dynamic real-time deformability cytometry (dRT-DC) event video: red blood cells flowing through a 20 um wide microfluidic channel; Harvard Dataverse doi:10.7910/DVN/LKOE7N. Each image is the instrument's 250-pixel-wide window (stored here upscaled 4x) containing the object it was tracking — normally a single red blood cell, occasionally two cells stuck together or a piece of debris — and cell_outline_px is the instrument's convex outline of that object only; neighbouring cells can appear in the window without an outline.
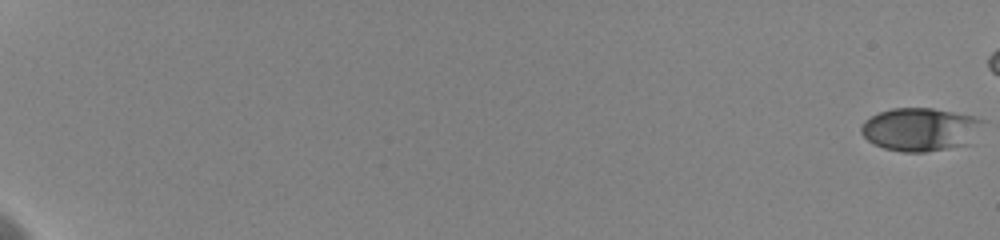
{"species": "human", "species_latin": "Homo sapiens", "temperature_condition": "cold", "stored_images_in_passage": 46, "camera_frame_rate_fps": 3000, "um_per_image_px": 0.085, "donor": {"sex": "female"}, "frame": {"image": 1, "passage_image": 1, "time_ms": 0.0, "image_size_px": [1000, 240], "cell_outline_px": [[984, 120], [972, 144], [924, 152], [904, 152], [884, 148], [872, 144], [860, 132], [860, 128], [864, 120], [880, 112], [892, 108], [932, 108], [976, 116]], "centroid_in_image_um": [78.24, 11.0], "position_along_channel_um": 6.8, "area_um2": 30.87}}
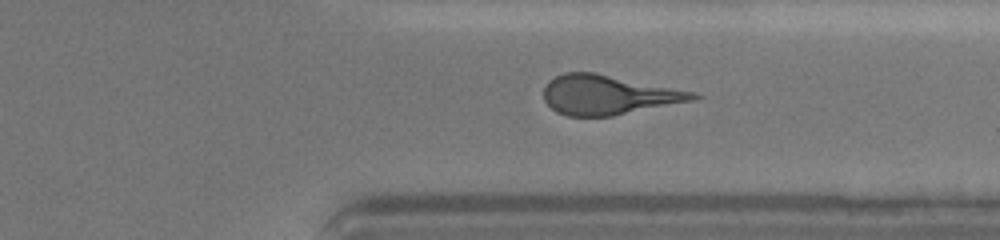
{"frame": {"image": 2, "passage_image": 40, "time_ms": 16.333, "image_size_px": [1000, 240], "cell_outline_px": [[704, 96], [692, 100], [612, 116], [568, 116], [556, 112], [544, 100], [544, 88], [548, 80], [564, 72], [592, 72], [696, 92]], "centroid_in_image_um": [51.67, 8.06], "position_along_channel_um": 359.7, "area_um2": 34.04}}
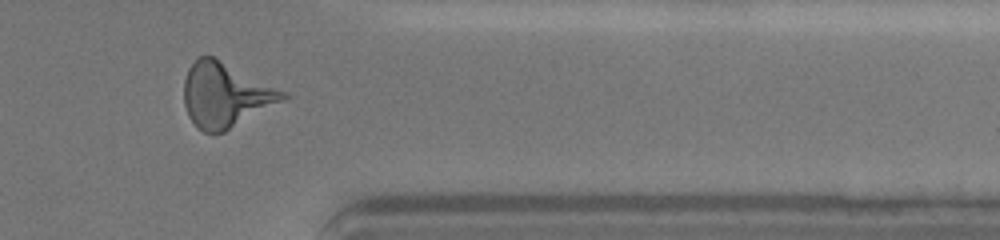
{"frame": {"image": 3, "passage_image": 42, "time_ms": 17.333, "image_size_px": [1000, 240], "cell_outline_px": [[292, 96], [224, 132], [204, 132], [196, 128], [188, 116], [184, 104], [184, 80], [188, 68], [200, 56], [212, 56], [288, 92]], "centroid_in_image_um": [19.17, 8.08], "position_along_channel_um": 392.2, "area_um2": 37.11}}